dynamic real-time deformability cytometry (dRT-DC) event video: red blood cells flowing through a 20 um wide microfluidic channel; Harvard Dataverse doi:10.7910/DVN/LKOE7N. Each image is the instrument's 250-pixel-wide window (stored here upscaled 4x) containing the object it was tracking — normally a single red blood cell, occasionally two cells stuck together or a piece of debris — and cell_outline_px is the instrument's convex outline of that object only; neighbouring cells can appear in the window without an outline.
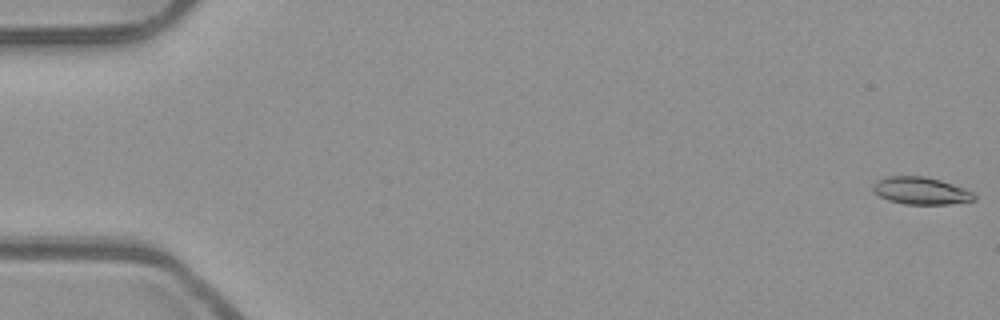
{"species": "common noctule bat (a hibernating species)", "species_latin": "Nyctalus noctula", "temperature_condition": "room temperature", "stored_images_in_passage": 53, "camera_frame_rate_fps": 3000, "um_per_image_px": 0.085, "animal": {"sex": "male", "body_mass_g": 23.1, "forearm_length_mm": 52.7}, "frame": {"image": 1, "passage_image": 1, "time_ms": 0.0, "image_size_px": [1000, 320], "cell_outline_px": [[976, 200], [948, 204], [904, 204], [888, 200], [880, 196], [872, 188], [876, 180], [888, 176], [924, 176], [940, 180], [964, 188], [972, 192], [976, 196]], "centroid_in_image_um": [78.28, 16.21], "position_along_channel_um": 6.7, "area_um2": 16.01}}
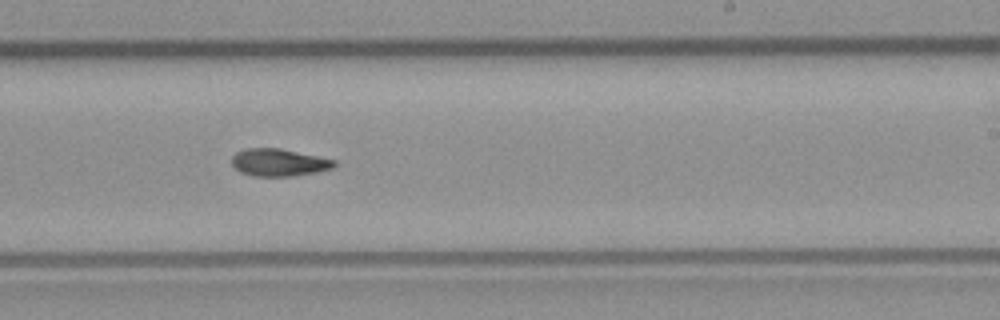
{"frame": {"image": 2, "passage_image": 33, "time_ms": 10.667, "image_size_px": [1000, 320], "cell_outline_px": [[336, 164], [332, 168], [316, 172], [292, 176], [256, 176], [240, 172], [232, 164], [232, 156], [236, 152], [248, 148], [280, 148], [336, 160]], "centroid_in_image_um": [23.7, 13.8], "position_along_channel_um": 265.3, "area_um2": 16.24}}
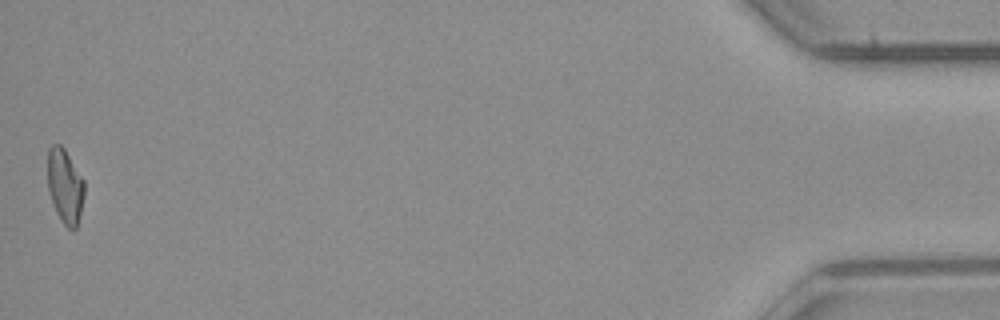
{"frame": {"image": 3, "passage_image": 53, "time_ms": 17.333, "image_size_px": [1000, 320], "cell_outline_px": [[84, 196], [76, 228], [68, 228], [60, 220], [56, 212], [48, 188], [48, 148], [52, 144], [60, 144], [64, 148], [84, 180]], "centroid_in_image_um": [5.52, 15.79], "position_along_channel_um": 429.7, "area_um2": 15.72}}